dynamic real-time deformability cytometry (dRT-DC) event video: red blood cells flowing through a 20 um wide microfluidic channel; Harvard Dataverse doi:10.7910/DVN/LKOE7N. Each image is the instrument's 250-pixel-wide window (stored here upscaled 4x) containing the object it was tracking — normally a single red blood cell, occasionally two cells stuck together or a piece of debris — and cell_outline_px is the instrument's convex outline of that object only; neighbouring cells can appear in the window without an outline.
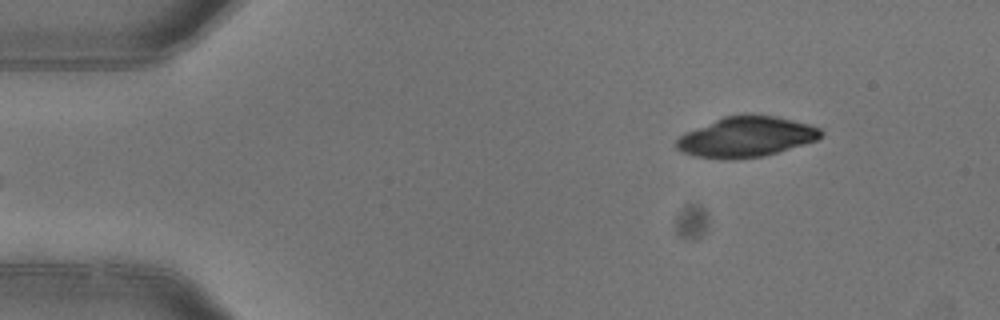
{"species": "common noctule bat (a hibernating species)", "species_latin": "Nyctalus noctula", "temperature_condition": "warm", "stored_images_in_passage": 4, "camera_frame_rate_fps": 3000, "um_per_image_px": 0.085, "animal": {"sex": "female"}, "frame": {"image": 1, "passage_image": 4, "time_ms": 1.0, "image_size_px": [1000, 320], "cell_outline_px": [[824, 132], [816, 140], [804, 144], [764, 156], [736, 160], [724, 160], [692, 156], [680, 152], [676, 148], [676, 140], [684, 132], [724, 116], [772, 116], [792, 120], [808, 124], [820, 128]], "centroid_in_image_um": [63.36, 11.67], "position_along_channel_um": 21.6, "area_um2": 33.81}}